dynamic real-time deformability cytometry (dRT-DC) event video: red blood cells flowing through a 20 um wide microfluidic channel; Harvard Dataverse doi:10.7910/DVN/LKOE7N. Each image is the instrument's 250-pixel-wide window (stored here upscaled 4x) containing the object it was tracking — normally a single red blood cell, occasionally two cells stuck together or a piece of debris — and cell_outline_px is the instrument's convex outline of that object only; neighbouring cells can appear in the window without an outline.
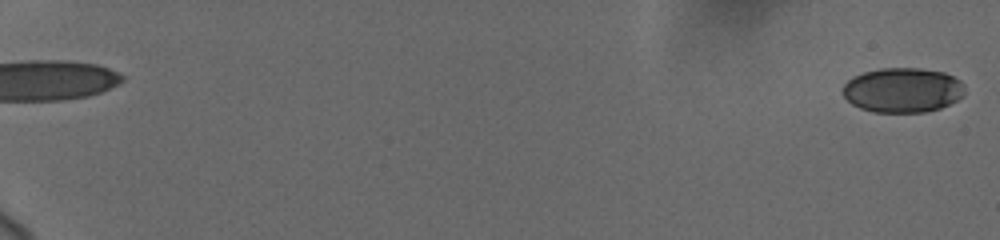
{"species": "human", "species_latin": "Homo sapiens", "temperature_condition": "cold", "stored_images_in_passage": 2, "segment_of_instrument_passage": [2, 2], "camera_frame_rate_fps": 3000, "um_per_image_px": 0.085, "donor": {"sex": "female"}, "frame": {"image": 1, "passage_image": 2, "time_ms": 1.333, "image_size_px": [1000, 240], "cell_outline_px": [[964, 92], [956, 100], [940, 108], [924, 112], [872, 112], [860, 108], [852, 104], [844, 96], [844, 84], [852, 76], [864, 72], [880, 68], [920, 68], [944, 72], [960, 80], [964, 84]], "centroid_in_image_um": [76.71, 7.65], "position_along_channel_um": 8.3, "area_um2": 31.73}}